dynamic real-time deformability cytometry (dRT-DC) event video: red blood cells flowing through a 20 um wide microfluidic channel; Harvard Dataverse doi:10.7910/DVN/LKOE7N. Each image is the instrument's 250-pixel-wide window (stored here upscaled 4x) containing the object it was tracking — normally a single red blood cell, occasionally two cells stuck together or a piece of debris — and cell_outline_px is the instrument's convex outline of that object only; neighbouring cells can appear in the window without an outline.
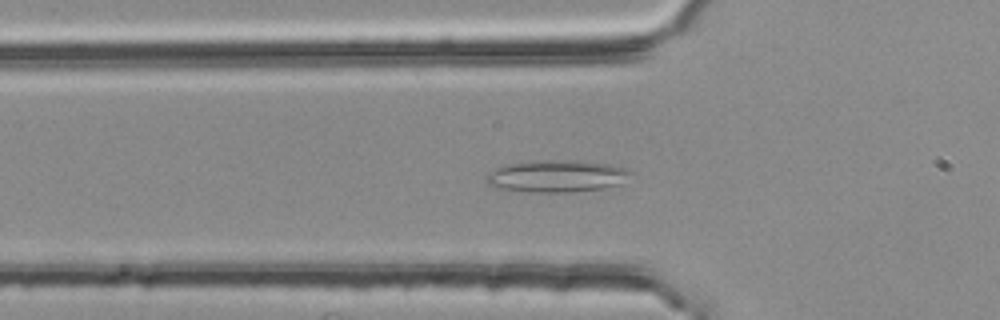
{"species": "common noctule bat (a hibernating species)", "species_latin": "Nyctalus noctula", "temperature_condition": "room temperature", "stored_images_in_passage": 43, "camera_frame_rate_fps": 3000, "um_per_image_px": 0.085, "animal": {"sex": "female", "body_mass_g": 25.1}, "frame": {"image": 1, "passage_image": 15, "time_ms": 4.667, "image_size_px": [1000, 320], "cell_outline_px": [[632, 172], [620, 184], [604, 188], [572, 192], [528, 192], [496, 188], [488, 184], [484, 180], [488, 172], [496, 168], [508, 164], [536, 160], [580, 160], [612, 164], [628, 168]], "centroid_in_image_um": [47.31, 14.96], "position_along_channel_um": 78.5, "area_um2": 27.34}}
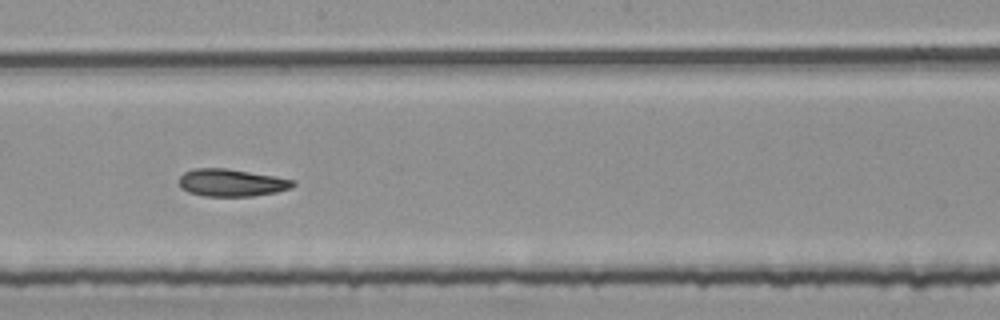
{"frame": {"image": 2, "passage_image": 27, "time_ms": 8.667, "image_size_px": [1000, 320], "cell_outline_px": [[296, 184], [292, 188], [276, 192], [252, 196], [204, 196], [188, 192], [180, 188], [180, 176], [184, 172], [192, 168], [224, 168], [276, 176], [296, 180]], "centroid_in_image_um": [19.69, 15.53], "position_along_channel_um": 228.5, "area_um2": 18.32}}
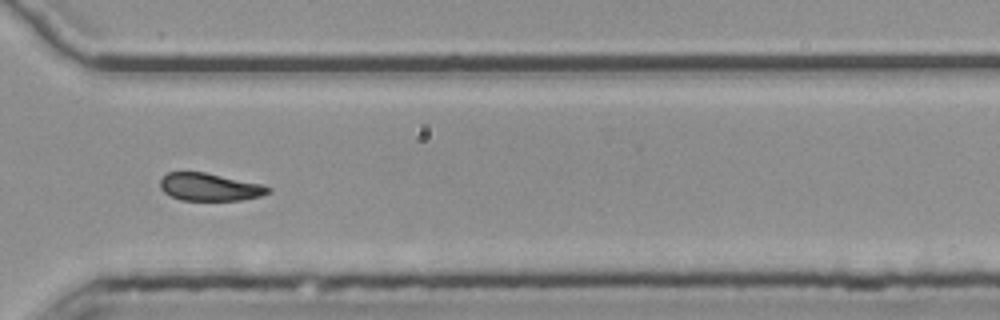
{"frame": {"image": 3, "passage_image": 37, "time_ms": 12.0, "image_size_px": [1000, 320], "cell_outline_px": [[272, 192], [260, 196], [240, 200], [180, 200], [164, 192], [160, 188], [160, 180], [168, 172], [204, 172], [260, 184], [272, 188]], "centroid_in_image_um": [17.82, 15.9], "position_along_channel_um": 352.8, "area_um2": 17.22}, "authors_computed_cell_mechanics": {"area_um2": 20.8658, "velocity_mm_per_s": 3.7385, "shape_relaxation_time_tau1_ms": null, "shape_relaxation_time_tau2_ms": 5.5231, "deformation_change_tau1": null, "deformation_change_tau2": 0.1294}}